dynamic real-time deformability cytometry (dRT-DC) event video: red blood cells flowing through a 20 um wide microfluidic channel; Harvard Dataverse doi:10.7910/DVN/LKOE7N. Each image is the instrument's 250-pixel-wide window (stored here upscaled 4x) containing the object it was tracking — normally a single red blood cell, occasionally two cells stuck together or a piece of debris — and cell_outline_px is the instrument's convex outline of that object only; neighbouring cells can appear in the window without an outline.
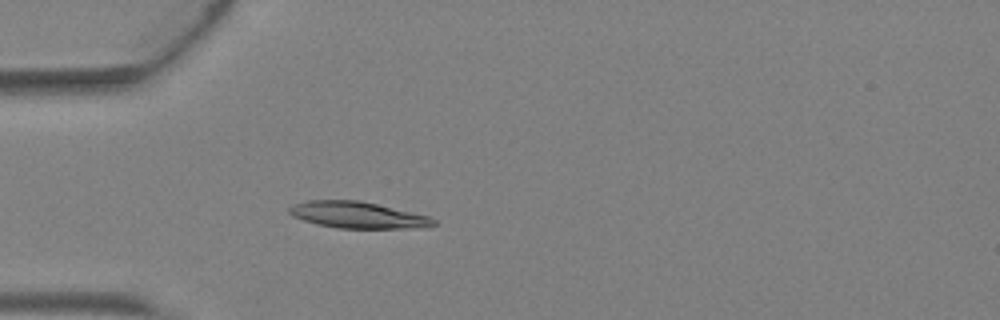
{"species": "Egyptian fruit bat (a non-hibernating species)", "species_latin": "Rousettus aegyptiacus", "temperature_condition": "warm", "stored_images_in_passage": 3, "camera_frame_rate_fps": 3000, "um_per_image_px": 0.085, "animal": {"sex": "female"}, "frame": {"image": 1, "passage_image": 3, "time_ms": 0.667, "image_size_px": [1000, 320], "cell_outline_px": [[436, 224], [424, 228], [336, 228], [304, 220], [292, 216], [288, 212], [288, 208], [292, 204], [308, 200], [360, 200], [428, 216], [436, 220]], "centroid_in_image_um": [30.39, 18.27], "position_along_channel_um": 54.6, "area_um2": 22.2}}